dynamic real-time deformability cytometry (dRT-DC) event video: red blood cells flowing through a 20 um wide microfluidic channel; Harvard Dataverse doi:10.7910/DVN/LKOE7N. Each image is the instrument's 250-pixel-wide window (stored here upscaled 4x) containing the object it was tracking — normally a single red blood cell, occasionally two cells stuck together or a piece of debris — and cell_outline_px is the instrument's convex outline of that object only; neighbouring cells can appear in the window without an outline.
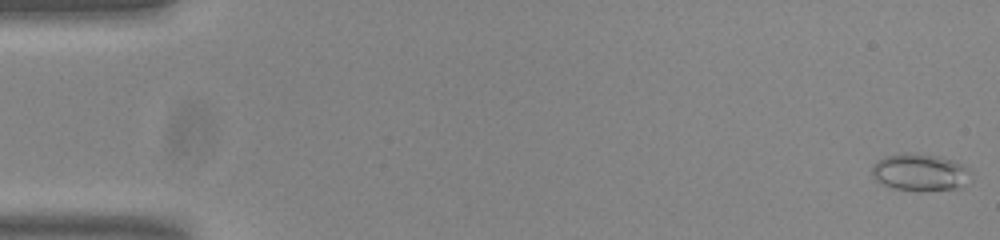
{"species": "common noctule bat (a hibernating species)", "species_latin": "Nyctalus noctula", "temperature_condition": "room temperature", "stored_images_in_passage": 55, "camera_frame_rate_fps": 3000, "um_per_image_px": 0.085, "animal": {"sex": "male", "body_mass_g": 20.0, "forearm_length_mm": 53.3}, "frame": {"image": 1, "passage_image": 1, "time_ms": 0.0, "image_size_px": [1000, 240], "cell_outline_px": [[972, 180], [964, 188], [892, 188], [876, 180], [872, 176], [872, 164], [884, 156], [908, 152], [940, 156], [952, 160], [968, 168]], "centroid_in_image_um": [78.22, 14.6], "position_along_channel_um": 6.8, "area_um2": 20.98}}
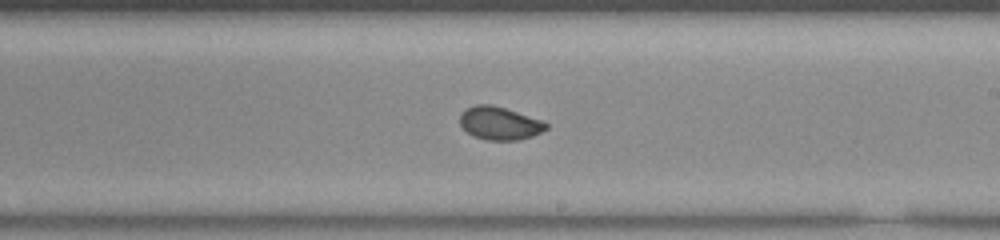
{"frame": {"image": 2, "passage_image": 32, "time_ms": 10.333, "image_size_px": [1000, 240], "cell_outline_px": [[548, 128], [532, 136], [520, 140], [488, 140], [472, 136], [460, 124], [460, 112], [476, 104], [488, 104], [504, 108], [540, 120], [548, 124]], "centroid_in_image_um": [42.44, 10.49], "position_along_channel_um": 246.6, "area_um2": 16.36}}
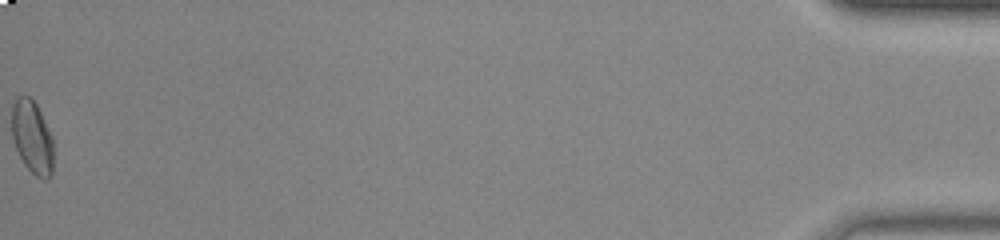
{"frame": {"image": 3, "passage_image": 55, "time_ms": 18.0, "image_size_px": [1000, 240], "cell_outline_px": [[52, 172], [48, 180], [44, 180], [36, 176], [24, 164], [16, 148], [12, 136], [12, 104], [20, 96], [28, 96], [36, 104], [52, 136]], "centroid_in_image_um": [2.73, 11.68], "position_along_channel_um": 432.5, "area_um2": 17.46}, "authors_computed_cell_mechanics": {"area_um2": 16.9932, "velocity_mm_per_s": 3.7734, "shape_relaxation_time_tau1_ms": 4.8368, "shape_relaxation_time_tau2_ms": 0.8148, "deformation_change_tau1": 0.1147, "deformation_change_tau2": 0.0439}}